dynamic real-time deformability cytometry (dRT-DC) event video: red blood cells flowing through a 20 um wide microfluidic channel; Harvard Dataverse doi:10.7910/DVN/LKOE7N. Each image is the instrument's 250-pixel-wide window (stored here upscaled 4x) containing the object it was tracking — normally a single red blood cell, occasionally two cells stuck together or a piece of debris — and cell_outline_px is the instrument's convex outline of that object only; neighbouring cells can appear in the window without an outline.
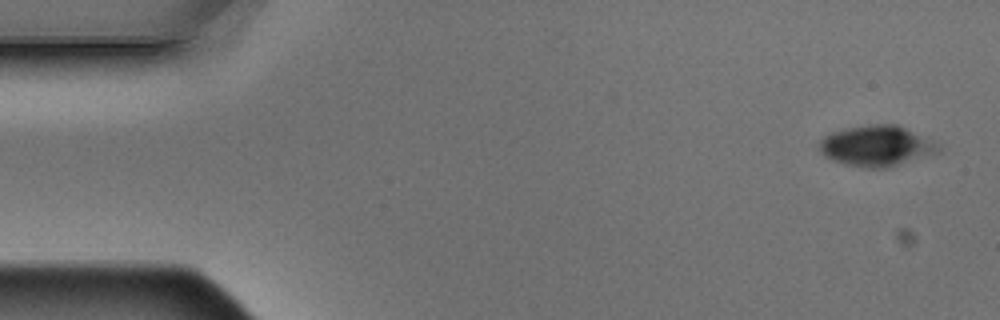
{"species": "Egyptian fruit bat (a non-hibernating species)", "species_latin": "Rousettus aegyptiacus", "temperature_condition": "warm", "stored_images_in_passage": 7, "camera_frame_rate_fps": 3000, "um_per_image_px": 0.085, "animal": {"sex": "male"}, "frame": {"image": 1, "passage_image": 1, "time_ms": 0.0, "image_size_px": [1000, 320], "cell_outline_px": [[940, 152], [888, 168], [864, 168], [844, 164], [832, 160], [824, 156], [820, 152], [816, 144], [824, 136], [832, 132], [848, 128], [872, 124], [896, 124], [932, 140], [940, 144]], "centroid_in_image_um": [74.48, 12.42], "position_along_channel_um": 10.5, "area_um2": 28.38}}
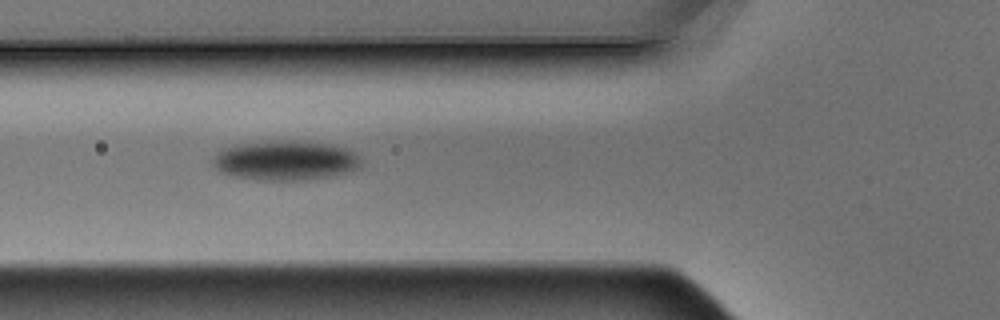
{"frame": {"image": 2, "passage_image": 6, "time_ms": 1.667, "image_size_px": [1000, 320], "cell_outline_px": [[360, 168], [336, 176], [300, 180], [260, 180], [236, 176], [220, 172], [212, 164], [212, 160], [216, 152], [220, 148], [240, 144], [276, 140], [300, 140], [332, 144], [348, 148], [360, 156]], "centroid_in_image_um": [24.29, 13.62], "position_along_channel_um": 101.5, "area_um2": 34.8}}
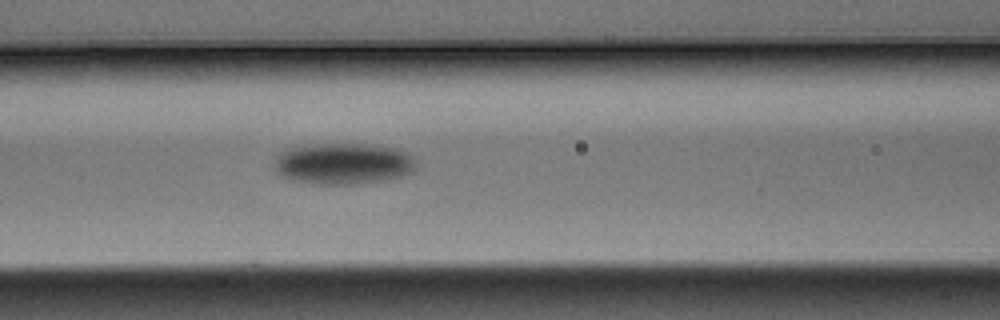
{"frame": {"image": 3, "passage_image": 7, "time_ms": 2.0, "image_size_px": [1000, 320], "cell_outline_px": [[416, 168], [412, 172], [400, 176], [380, 180], [356, 184], [316, 184], [292, 180], [280, 176], [272, 164], [276, 156], [280, 152], [292, 148], [320, 144], [360, 144], [396, 148], [408, 152], [416, 160]], "centroid_in_image_um": [29.16, 13.91], "position_along_channel_um": 137.4, "area_um2": 34.04}}